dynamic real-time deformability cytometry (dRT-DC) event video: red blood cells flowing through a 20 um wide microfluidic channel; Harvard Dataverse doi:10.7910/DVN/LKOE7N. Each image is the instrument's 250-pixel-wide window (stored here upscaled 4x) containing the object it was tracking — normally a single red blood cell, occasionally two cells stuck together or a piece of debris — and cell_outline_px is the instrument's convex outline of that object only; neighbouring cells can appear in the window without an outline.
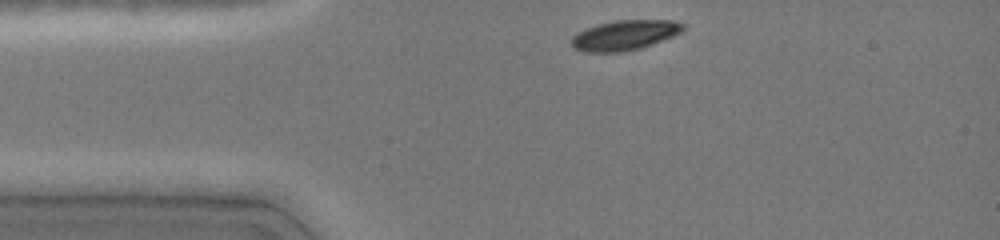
{"species": "common noctule bat (a hibernating species)", "species_latin": "Nyctalus noctula", "temperature_condition": "cold", "stored_images_in_passage": 23, "camera_frame_rate_fps": 3000, "um_per_image_px": 0.085, "animal": {"sex": "female", "body_mass_g": 19.0, "forearm_length_mm": 51.5}, "frame": {"image": 1, "passage_image": 1, "time_ms": 0.0, "image_size_px": [1000, 240], "cell_outline_px": [[684, 28], [680, 32], [672, 36], [652, 44], [640, 48], [624, 52], [584, 52], [572, 48], [572, 36], [596, 24], [616, 20], [672, 20], [684, 24]], "centroid_in_image_um": [53.08, 2.99], "position_along_channel_um": 31.9, "area_um2": 19.36}}
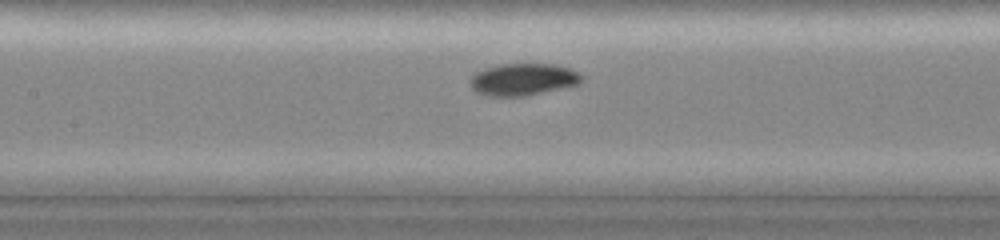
{"frame": {"image": 2, "passage_image": 19, "time_ms": 4.0, "image_size_px": [1000, 240], "cell_outline_px": [[584, 80], [580, 84], [568, 88], [528, 96], [484, 96], [476, 92], [468, 84], [468, 80], [476, 72], [484, 68], [504, 64], [556, 64], [572, 68], [580, 72], [584, 76]], "centroid_in_image_um": [44.53, 6.76], "position_along_channel_um": 162.9, "area_um2": 21.62}}